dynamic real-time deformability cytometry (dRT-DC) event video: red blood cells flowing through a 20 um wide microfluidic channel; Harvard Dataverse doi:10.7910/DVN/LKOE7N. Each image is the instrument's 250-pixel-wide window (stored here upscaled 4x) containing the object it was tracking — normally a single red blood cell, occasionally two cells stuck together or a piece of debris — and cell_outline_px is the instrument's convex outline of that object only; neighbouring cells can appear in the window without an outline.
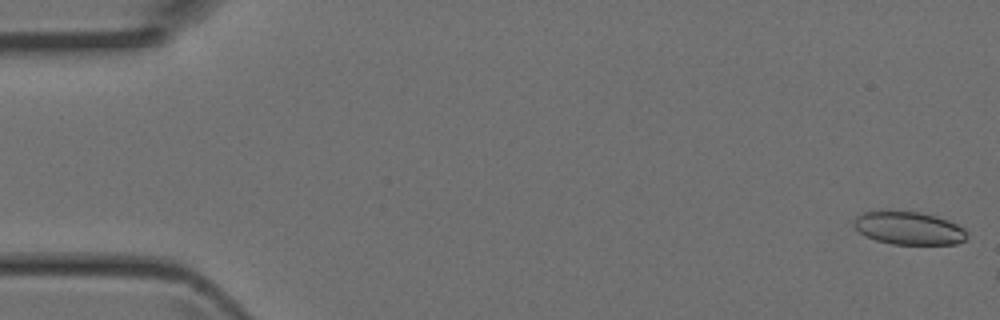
{"species": "Egyptian fruit bat (a non-hibernating species)", "species_latin": "Rousettus aegyptiacus", "temperature_condition": "room temperature", "stored_images_in_passage": 4, "camera_frame_rate_fps": 3000, "um_per_image_px": 0.085, "animal": {"sex": "female"}, "frame": {"image": 1, "passage_image": 1, "time_ms": 0.0, "image_size_px": [1000, 320], "cell_outline_px": [[968, 236], [964, 240], [956, 244], [892, 244], [876, 240], [864, 236], [852, 224], [852, 220], [856, 216], [864, 212], [880, 208], [888, 208], [920, 212], [936, 216], [948, 220], [964, 228], [968, 232]], "centroid_in_image_um": [77.19, 19.34], "position_along_channel_um": 7.8, "area_um2": 22.54}}